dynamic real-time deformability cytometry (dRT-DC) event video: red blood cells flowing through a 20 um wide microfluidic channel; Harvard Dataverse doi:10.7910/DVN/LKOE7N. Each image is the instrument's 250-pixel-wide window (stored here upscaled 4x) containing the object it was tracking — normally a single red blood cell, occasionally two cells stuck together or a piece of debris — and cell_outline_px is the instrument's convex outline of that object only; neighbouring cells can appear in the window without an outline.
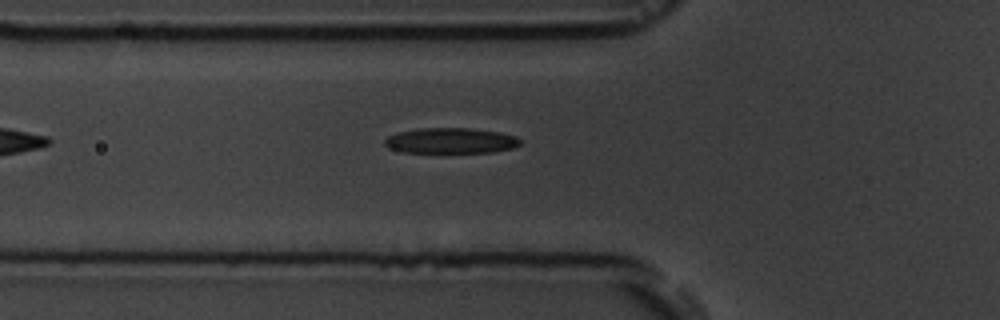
{"species": "common noctule bat (a hibernating species)", "species_latin": "Nyctalus noctula", "temperature_condition": "room temperature", "stored_images_in_passage": 6, "camera_frame_rate_fps": 3000, "um_per_image_px": 0.085, "animal": {"sex": "male", "body_mass_g": 19.5, "forearm_length_mm": 54.6}, "frame": {"image": 1, "passage_image": 6, "time_ms": 5.667, "image_size_px": [1000, 320], "cell_outline_px": [[520, 144], [512, 148], [492, 152], [404, 152], [388, 148], [384, 144], [384, 140], [388, 136], [396, 132], [416, 128], [472, 128], [500, 132], [516, 136], [520, 140]], "centroid_in_image_um": [38.28, 11.94], "position_along_channel_um": 87.5, "area_um2": 20.23}}